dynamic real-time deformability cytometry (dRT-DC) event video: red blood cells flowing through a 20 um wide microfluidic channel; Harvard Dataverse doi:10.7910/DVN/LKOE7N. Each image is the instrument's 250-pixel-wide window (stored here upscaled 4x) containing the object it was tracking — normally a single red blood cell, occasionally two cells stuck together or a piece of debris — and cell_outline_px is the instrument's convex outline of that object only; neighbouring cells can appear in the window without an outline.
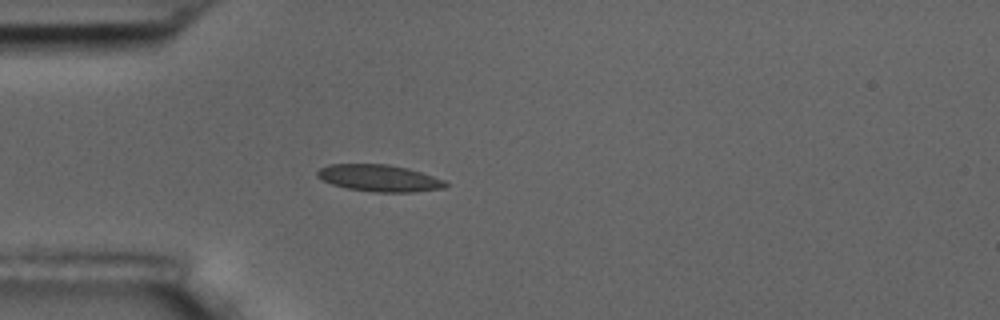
{"species": "common noctule bat (a hibernating species)", "species_latin": "Nyctalus noctula", "temperature_condition": "room temperature", "stored_images_in_passage": 4, "camera_frame_rate_fps": 3000, "um_per_image_px": 0.085, "animal": {"sex": "male", "body_mass_g": 17.5, "forearm_length_mm": 52.3}, "frame": {"image": 1, "passage_image": 4, "time_ms": 3.333, "image_size_px": [1000, 320], "cell_outline_px": [[448, 184], [444, 188], [412, 192], [372, 192], [348, 188], [332, 184], [316, 176], [316, 172], [320, 168], [328, 164], [388, 164], [408, 168], [444, 180]], "centroid_in_image_um": [32.22, 15.13], "position_along_channel_um": 52.8, "area_um2": 19.94}}